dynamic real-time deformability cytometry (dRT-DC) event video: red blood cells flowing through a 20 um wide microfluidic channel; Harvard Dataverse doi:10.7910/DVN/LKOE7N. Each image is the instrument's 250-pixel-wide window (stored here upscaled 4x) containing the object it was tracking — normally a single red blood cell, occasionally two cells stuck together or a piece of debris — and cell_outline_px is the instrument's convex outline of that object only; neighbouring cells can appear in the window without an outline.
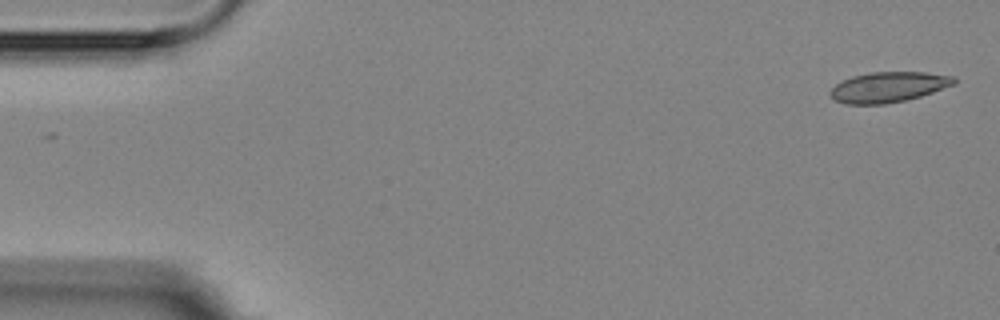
{"species": "Egyptian fruit bat (a non-hibernating species)", "species_latin": "Rousettus aegyptiacus", "temperature_condition": "room temperature", "stored_images_in_passage": 3, "camera_frame_rate_fps": 3000, "um_per_image_px": 0.085, "animal": {"sex": "female"}, "frame": {"image": 1, "passage_image": 3, "time_ms": 2.0, "image_size_px": [1000, 320], "cell_outline_px": [[956, 84], [920, 96], [904, 100], [884, 104], [844, 104], [836, 100], [828, 92], [836, 84], [852, 76], [868, 72], [924, 72], [956, 76]], "centroid_in_image_um": [75.53, 7.39], "position_along_channel_um": 9.5, "area_um2": 21.85}}